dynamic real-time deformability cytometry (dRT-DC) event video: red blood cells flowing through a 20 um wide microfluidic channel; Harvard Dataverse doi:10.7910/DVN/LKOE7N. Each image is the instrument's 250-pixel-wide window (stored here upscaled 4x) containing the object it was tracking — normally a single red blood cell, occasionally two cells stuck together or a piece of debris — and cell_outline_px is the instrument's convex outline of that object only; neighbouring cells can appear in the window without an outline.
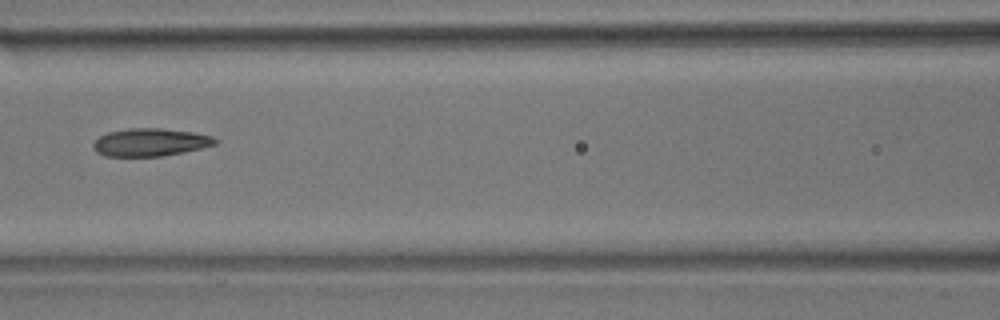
{"species": "common noctule bat (a hibernating species)", "species_latin": "Nyctalus noctula", "temperature_condition": "room temperature", "stored_images_in_passage": 3, "camera_frame_rate_fps": 3000, "um_per_image_px": 0.085, "animal": {"sex": "male", "body_mass_g": 17.9}, "frame": {"image": 1, "passage_image": 3, "time_ms": 0.667, "image_size_px": [1000, 320], "cell_outline_px": [[220, 140], [216, 144], [184, 152], [160, 156], [104, 156], [96, 152], [92, 148], [92, 144], [100, 136], [108, 132], [128, 128], [160, 128], [192, 132], [212, 136]], "centroid_in_image_um": [12.76, 12.09], "position_along_channel_um": 153.8, "area_um2": 19.77}}